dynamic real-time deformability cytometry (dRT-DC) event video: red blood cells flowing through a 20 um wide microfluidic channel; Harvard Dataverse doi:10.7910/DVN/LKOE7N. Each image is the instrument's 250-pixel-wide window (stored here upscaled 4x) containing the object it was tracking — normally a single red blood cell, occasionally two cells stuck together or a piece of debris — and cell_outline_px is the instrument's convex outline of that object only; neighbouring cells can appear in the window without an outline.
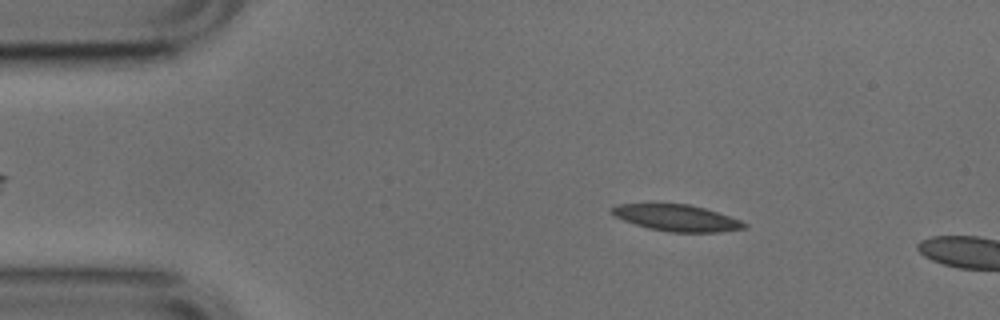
{"species": "common noctule bat (a hibernating species)", "species_latin": "Nyctalus noctula", "temperature_condition": "cold", "stored_images_in_passage": 7, "camera_frame_rate_fps": 3000, "um_per_image_px": 0.085, "animal": {"sex": "male", "body_mass_g": 17.9, "forearm_length_mm": 54.2}, "frame": {"image": 1, "passage_image": 1, "time_ms": 0.0, "image_size_px": [1000, 320], "cell_outline_px": [[748, 228], [720, 232], [672, 232], [648, 228], [624, 220], [616, 216], [612, 212], [612, 208], [616, 204], [688, 204], [704, 208], [740, 220], [748, 224]], "centroid_in_image_um": [57.57, 18.53], "position_along_channel_um": 27.4, "area_um2": 20.11}}